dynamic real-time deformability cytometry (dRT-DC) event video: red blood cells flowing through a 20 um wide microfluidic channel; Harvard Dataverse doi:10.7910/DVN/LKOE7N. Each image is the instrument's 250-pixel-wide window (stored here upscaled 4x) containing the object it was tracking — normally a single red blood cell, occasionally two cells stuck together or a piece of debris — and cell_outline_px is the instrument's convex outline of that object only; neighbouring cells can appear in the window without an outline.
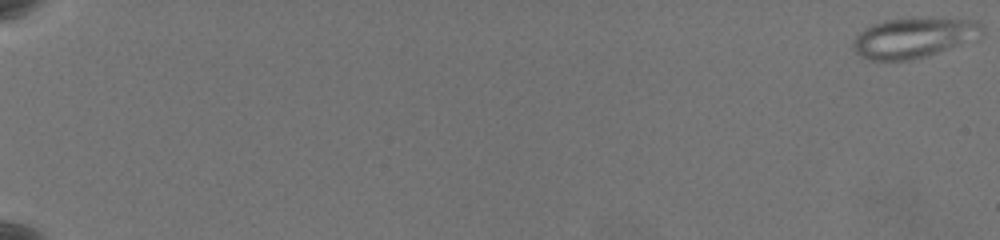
{"species": "common noctule bat (a hibernating species)", "species_latin": "Nyctalus noctula", "temperature_condition": "warm", "stored_images_in_passage": 65, "camera_frame_rate_fps": 3000, "um_per_image_px": 0.085, "animal": {"sex": "female", "body_mass_g": 19.5, "forearm_length_mm": 54.1}, "frame": {"image": 1, "passage_image": 1, "time_ms": 0.0, "image_size_px": [1000, 240], "cell_outline_px": [[984, 32], [980, 40], [924, 56], [908, 60], [872, 60], [860, 56], [852, 48], [852, 44], [856, 36], [864, 28], [872, 24], [884, 20], [912, 16], [932, 16], [980, 20], [984, 28]], "centroid_in_image_um": [77.79, 3.15], "position_along_channel_um": 7.2, "area_um2": 31.5}}
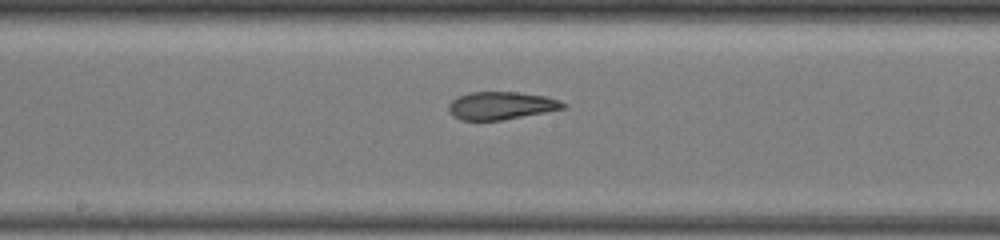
{"frame": {"image": 2, "passage_image": 39, "time_ms": 12.667, "image_size_px": [1000, 240], "cell_outline_px": [[568, 104], [564, 108], [544, 112], [500, 120], [460, 120], [452, 116], [448, 108], [448, 104], [456, 96], [472, 92], [516, 92], [544, 96], [560, 100]], "centroid_in_image_um": [42.55, 8.97], "position_along_channel_um": 205.6, "area_um2": 18.44}}
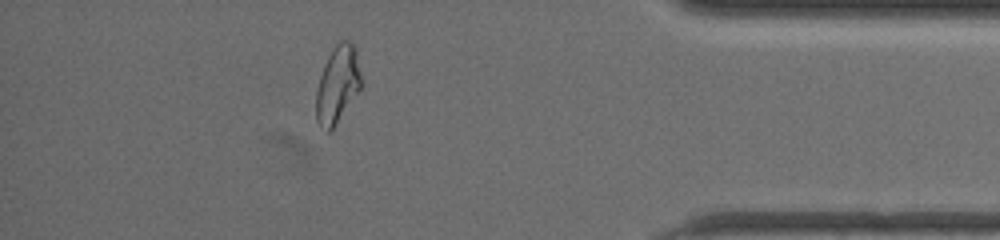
{"frame": {"image": 3, "passage_image": 59, "time_ms": 19.333, "image_size_px": [1000, 240], "cell_outline_px": [[364, 84], [332, 128], [328, 132], [324, 132], [320, 128], [316, 120], [316, 88], [324, 64], [332, 48], [340, 40], [352, 40], [356, 48]], "centroid_in_image_um": [28.71, 7.14], "position_along_channel_um": 406.5, "area_um2": 20.69}, "authors_computed_cell_mechanics": {"area_um2": 20.9814, "velocity_mm_per_s": 3.4416, "shape_relaxation_time_tau1_ms": null, "shape_relaxation_time_tau2_ms": 2.1197, "deformation_change_tau1": null, "deformation_change_tau2": 0.0959}}